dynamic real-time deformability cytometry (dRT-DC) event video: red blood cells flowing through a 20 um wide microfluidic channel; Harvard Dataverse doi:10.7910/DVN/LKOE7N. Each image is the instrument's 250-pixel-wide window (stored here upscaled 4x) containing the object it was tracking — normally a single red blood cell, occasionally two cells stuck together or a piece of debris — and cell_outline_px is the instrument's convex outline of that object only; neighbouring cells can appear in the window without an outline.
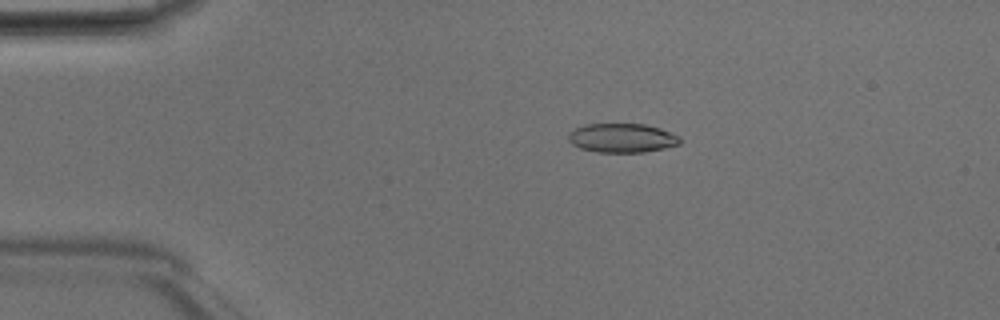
{"species": "Egyptian fruit bat (a non-hibernating species)", "species_latin": "Rousettus aegyptiacus", "temperature_condition": "room temperature", "stored_images_in_passage": 48, "camera_frame_rate_fps": 3000, "um_per_image_px": 0.085, "animal": {"sex": "male"}, "frame": {"image": 1, "passage_image": 10, "time_ms": 3.0, "image_size_px": [1000, 320], "cell_outline_px": [[680, 144], [664, 148], [644, 152], [596, 152], [580, 148], [572, 144], [568, 140], [568, 136], [576, 128], [584, 124], [644, 124], [660, 128], [680, 136]], "centroid_in_image_um": [52.88, 11.73], "position_along_channel_um": 32.1, "area_um2": 18.84}}
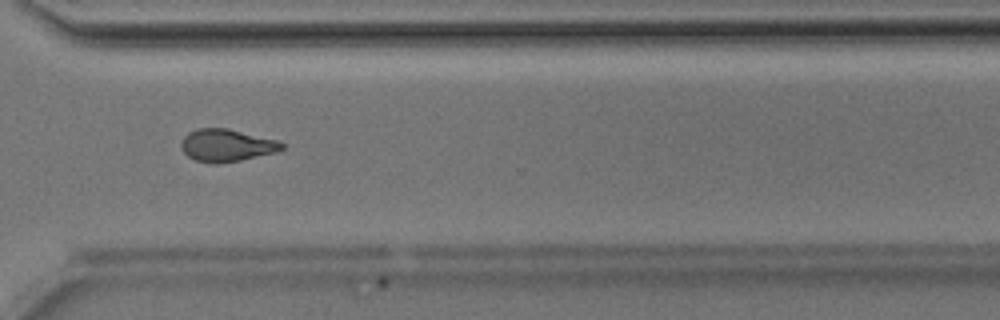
{"frame": {"image": 2, "passage_image": 36, "time_ms": 11.667, "image_size_px": [1000, 320], "cell_outline_px": [[284, 148], [276, 152], [240, 160], [216, 164], [212, 164], [196, 160], [188, 156], [180, 148], [180, 144], [184, 136], [188, 132], [196, 128], [228, 128], [280, 140], [284, 144]], "centroid_in_image_um": [19.26, 12.34], "position_along_channel_um": 351.3, "area_um2": 19.25}}
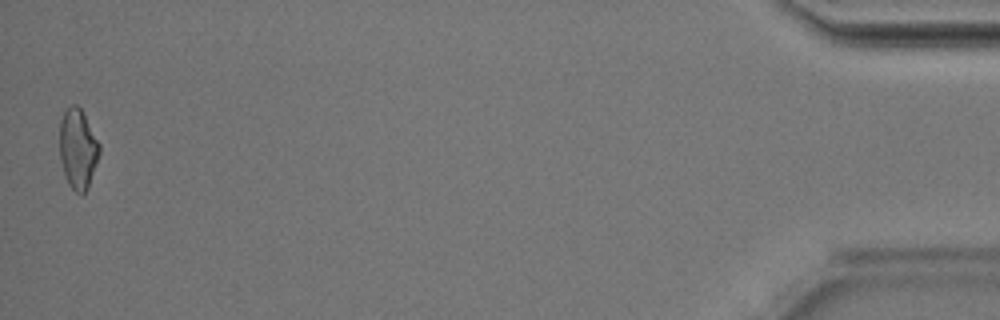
{"frame": {"image": 3, "passage_image": 48, "time_ms": 15.667, "image_size_px": [1000, 320], "cell_outline_px": [[100, 152], [88, 188], [84, 192], [76, 192], [68, 184], [60, 160], [60, 120], [64, 112], [72, 104], [76, 104], [80, 108], [100, 144]], "centroid_in_image_um": [6.62, 12.65], "position_along_channel_um": 428.6, "area_um2": 18.26}, "authors_computed_cell_mechanics": {"area_um2": 18.9584, "velocity_mm_per_s": 4.2331, "shape_relaxation_time_tau1_ms": 5.5824, "shape_relaxation_time_tau2_ms": 1.7957, "deformation_change_tau1": 0.1545, "deformation_change_tau2": 0.0816}}